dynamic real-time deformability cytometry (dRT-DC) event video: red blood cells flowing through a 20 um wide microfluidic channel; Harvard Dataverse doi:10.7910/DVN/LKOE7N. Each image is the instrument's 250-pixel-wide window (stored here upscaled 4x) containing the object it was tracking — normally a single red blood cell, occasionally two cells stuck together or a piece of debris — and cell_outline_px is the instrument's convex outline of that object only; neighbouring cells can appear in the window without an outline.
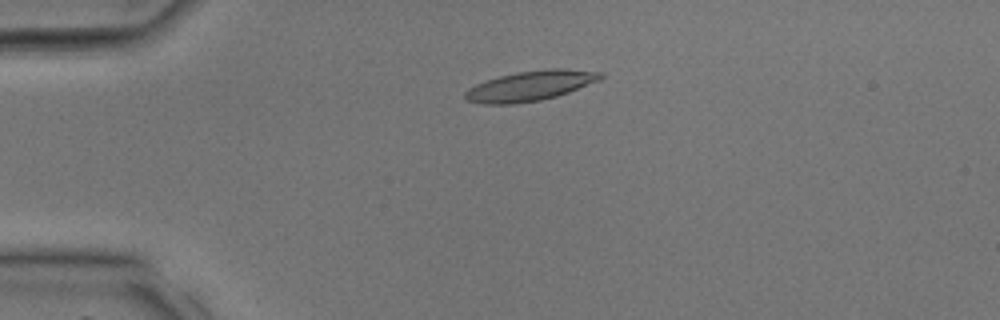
{"species": "common noctule bat (a hibernating species)", "species_latin": "Nyctalus noctula", "temperature_condition": "room temperature", "stored_images_in_passage": 33, "camera_frame_rate_fps": 3000, "um_per_image_px": 0.085, "animal": {"sex": "male", "body_mass_g": 17.9, "forearm_length_mm": 54.2}, "frame": {"image": 1, "passage_image": 6, "time_ms": 1.667, "image_size_px": [1000, 320], "cell_outline_px": [[604, 76], [600, 80], [568, 92], [556, 96], [540, 100], [512, 104], [480, 104], [468, 100], [464, 96], [464, 92], [468, 88], [476, 84], [500, 76], [516, 72], [548, 68], [560, 68], [604, 72]], "centroid_in_image_um": [45.09, 7.29], "position_along_channel_um": 39.9, "area_um2": 23.64}}
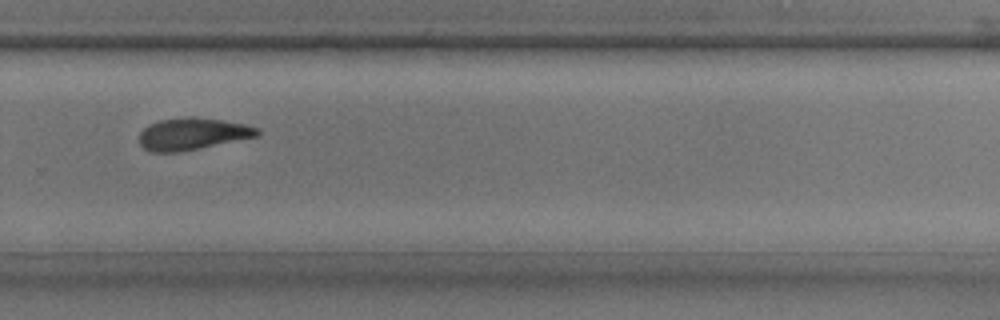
{"frame": {"image": 2, "passage_image": 22, "time_ms": 7.0, "image_size_px": [1000, 320], "cell_outline_px": [[260, 136], [180, 152], [148, 152], [140, 144], [140, 132], [148, 124], [160, 120], [184, 116], [192, 116], [220, 120], [244, 124], [260, 128]], "centroid_in_image_um": [16.36, 11.38], "position_along_channel_um": 313.4, "area_um2": 22.2}}
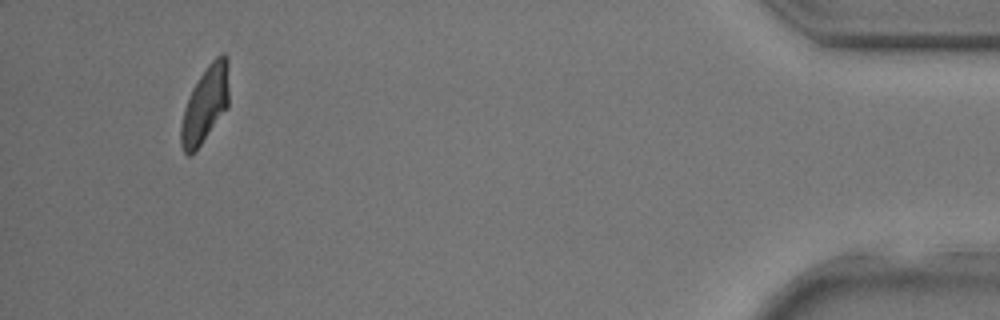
{"frame": {"image": 3, "passage_image": 31, "time_ms": 10.0, "image_size_px": [1000, 320], "cell_outline_px": [[228, 108], [200, 144], [188, 156], [184, 152], [180, 144], [180, 124], [184, 108], [192, 88], [208, 64], [220, 52], [224, 52], [228, 56]], "centroid_in_image_um": [17.44, 8.83], "position_along_channel_um": 417.8, "area_um2": 21.33}}